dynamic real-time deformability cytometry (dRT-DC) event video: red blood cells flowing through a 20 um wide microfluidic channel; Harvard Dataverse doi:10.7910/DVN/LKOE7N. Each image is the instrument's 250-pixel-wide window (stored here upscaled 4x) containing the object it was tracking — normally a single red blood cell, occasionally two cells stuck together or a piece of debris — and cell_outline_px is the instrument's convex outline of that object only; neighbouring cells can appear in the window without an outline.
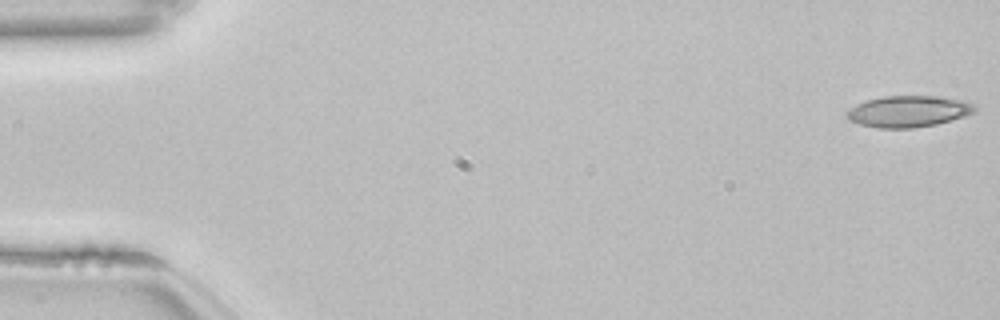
{"species": "common noctule bat (a hibernating species)", "species_latin": "Nyctalus noctula", "temperature_condition": "room temperature", "stored_images_in_passage": 54, "camera_frame_rate_fps": 3000, "um_per_image_px": 0.085, "animal": {"sex": "female", "body_mass_g": 22.7, "forearm_length_mm": 54.2}, "frame": {"image": 1, "passage_image": 1, "time_ms": 0.0, "image_size_px": [1000, 320], "cell_outline_px": [[976, 112], [964, 116], [936, 124], [916, 128], [876, 128], [860, 124], [848, 120], [848, 112], [856, 104], [864, 100], [884, 96], [940, 96], [968, 100], [976, 104]], "centroid_in_image_um": [77.28, 9.45], "position_along_channel_um": 7.7, "area_um2": 23.64}}
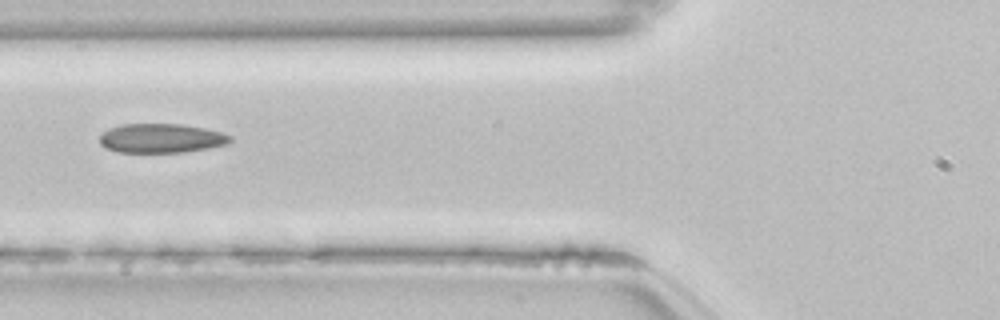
{"frame": {"image": 2, "passage_image": 21, "time_ms": 6.667, "image_size_px": [1000, 320], "cell_outline_px": [[232, 140], [228, 144], [208, 148], [184, 152], [120, 152], [108, 148], [100, 144], [100, 136], [108, 128], [124, 124], [180, 124], [204, 128], [220, 132], [232, 136]], "centroid_in_image_um": [13.73, 11.75], "position_along_channel_um": 112.1, "area_um2": 22.08}}
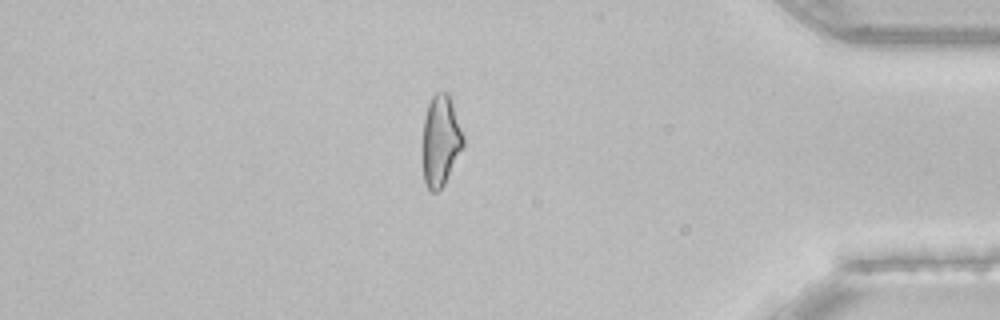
{"frame": {"image": 3, "passage_image": 46, "time_ms": 15.0, "image_size_px": [1000, 320], "cell_outline_px": [[464, 144], [444, 184], [436, 192], [432, 192], [428, 188], [424, 180], [420, 148], [424, 120], [428, 104], [432, 96], [436, 92], [448, 92], [464, 136]], "centroid_in_image_um": [37.41, 11.96], "position_along_channel_um": 397.8, "area_um2": 21.79}, "authors_computed_cell_mechanics": {"area_um2": 22.253, "velocity_mm_per_s": 3.8483, "shape_relaxation_time_tau1_ms": 7.7295, "shape_relaxation_time_tau2_ms": 1.5828, "deformation_change_tau1": 0.1751, "deformation_change_tau2": 0.0814}}